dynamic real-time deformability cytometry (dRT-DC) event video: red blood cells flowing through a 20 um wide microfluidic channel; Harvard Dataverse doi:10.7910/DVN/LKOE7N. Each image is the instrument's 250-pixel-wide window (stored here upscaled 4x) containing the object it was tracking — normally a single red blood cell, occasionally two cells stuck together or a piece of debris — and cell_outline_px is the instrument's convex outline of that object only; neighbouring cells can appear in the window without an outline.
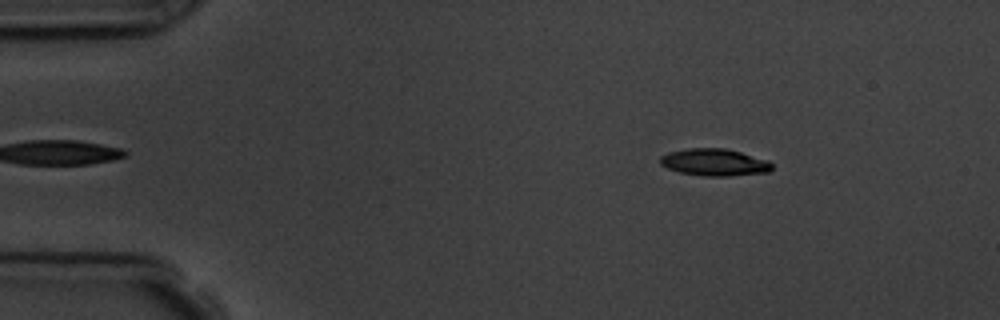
{"species": "common noctule bat (a hibernating species)", "species_latin": "Nyctalus noctula", "temperature_condition": "room temperature", "stored_images_in_passage": 4, "camera_frame_rate_fps": 3000, "um_per_image_px": 0.085, "animal": {"sex": "male", "body_mass_g": 19.5, "forearm_length_mm": 54.6}, "frame": {"image": 1, "passage_image": 1, "time_ms": 0.0, "image_size_px": [1000, 320], "cell_outline_px": [[772, 168], [768, 172], [728, 176], [704, 176], [680, 172], [668, 168], [660, 164], [660, 156], [668, 152], [688, 148], [724, 148], [740, 152], [768, 160], [772, 164]], "centroid_in_image_um": [60.71, 13.79], "position_along_channel_um": 24.3, "area_um2": 17.57}}
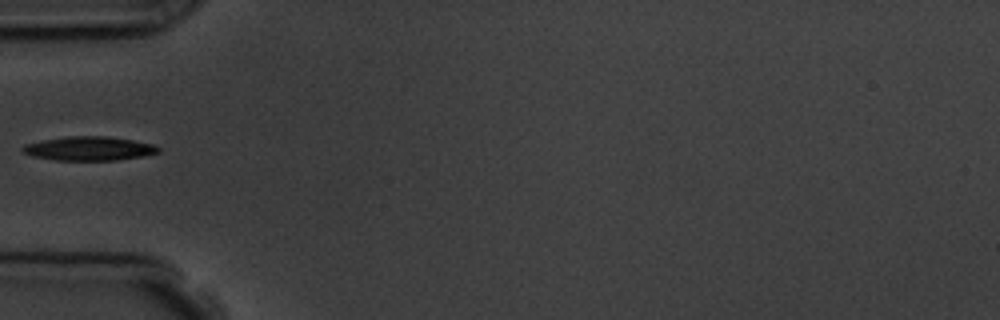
{"frame": {"image": 2, "passage_image": 3, "time_ms": 3.333, "image_size_px": [1000, 320], "cell_outline_px": [[160, 152], [144, 156], [116, 160], [52, 160], [32, 156], [24, 152], [20, 148], [24, 144], [44, 140], [68, 136], [108, 136], [132, 140], [152, 144], [160, 148]], "centroid_in_image_um": [7.56, 12.63], "position_along_channel_um": 77.4, "area_um2": 18.96}}